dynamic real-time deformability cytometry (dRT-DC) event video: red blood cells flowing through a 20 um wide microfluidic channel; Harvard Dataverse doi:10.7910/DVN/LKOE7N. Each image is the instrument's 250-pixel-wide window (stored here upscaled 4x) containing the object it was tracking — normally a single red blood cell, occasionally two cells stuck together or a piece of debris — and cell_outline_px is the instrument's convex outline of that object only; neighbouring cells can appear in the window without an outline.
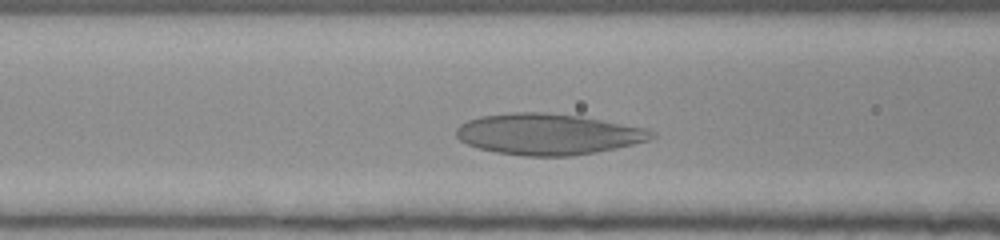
{"species": "human", "species_latin": "Homo sapiens", "temperature_condition": "room temperature", "stored_images_in_passage": 31, "camera_frame_rate_fps": 3000, "um_per_image_px": 0.085, "donor": {"sex": "female"}, "frame": {"image": 1, "passage_image": 11, "time_ms": 3.333, "image_size_px": [1000, 240], "cell_outline_px": [[656, 136], [648, 140], [616, 148], [596, 152], [572, 156], [524, 156], [496, 152], [480, 148], [468, 144], [460, 140], [456, 136], [456, 128], [460, 124], [468, 120], [480, 116], [512, 112], [544, 112], [580, 116], [648, 128], [656, 132]], "centroid_in_image_um": [46.6, 11.4], "position_along_channel_um": 120.0, "area_um2": 46.82}}
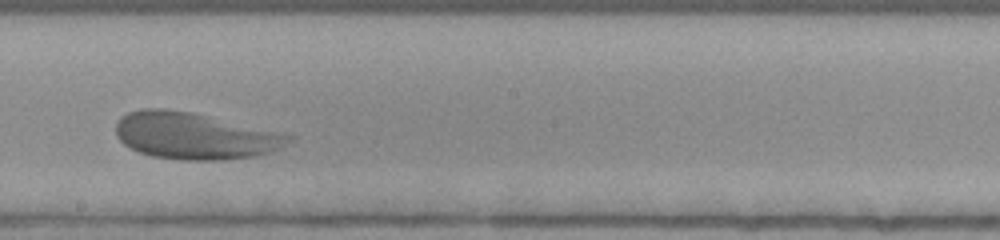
{"frame": {"image": 2, "passage_image": 20, "time_ms": 6.333, "image_size_px": [1000, 240], "cell_outline_px": [[296, 136], [292, 140], [280, 148], [256, 156], [220, 160], [184, 160], [152, 156], [140, 152], [124, 144], [116, 136], [116, 120], [120, 116], [128, 112], [144, 108], [164, 108], [192, 112]], "centroid_in_image_um": [16.51, 11.54], "position_along_channel_um": 231.7, "area_um2": 46.88}}
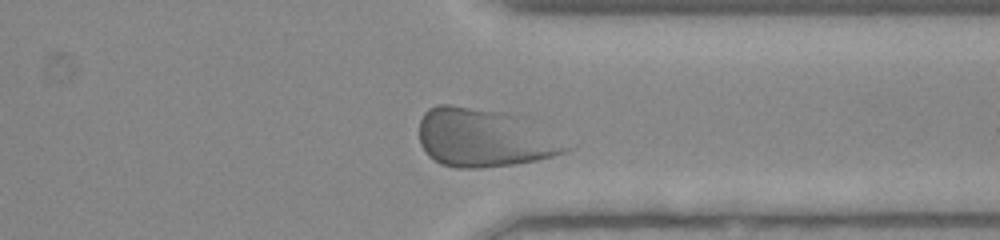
{"frame": {"image": 3, "passage_image": 31, "time_ms": 10.0, "image_size_px": [1000, 240], "cell_outline_px": [[572, 148], [564, 152], [552, 156], [536, 160], [512, 164], [480, 168], [456, 168], [440, 164], [428, 156], [420, 144], [420, 120], [424, 112], [428, 108], [436, 104], [452, 104], [500, 112], [516, 116]], "centroid_in_image_um": [41.0, 11.73], "position_along_channel_um": 370.4, "area_um2": 48.9}, "authors_computed_cell_mechanics": {"area_um2": 46.7602, "velocity_mm_per_s": 3.757, "shape_relaxation_time_tau1_ms": 3.6661, "shape_relaxation_time_tau2_ms": 1.218, "deformation_change_tau1": 0.1335, "deformation_change_tau2": 0.0501}}